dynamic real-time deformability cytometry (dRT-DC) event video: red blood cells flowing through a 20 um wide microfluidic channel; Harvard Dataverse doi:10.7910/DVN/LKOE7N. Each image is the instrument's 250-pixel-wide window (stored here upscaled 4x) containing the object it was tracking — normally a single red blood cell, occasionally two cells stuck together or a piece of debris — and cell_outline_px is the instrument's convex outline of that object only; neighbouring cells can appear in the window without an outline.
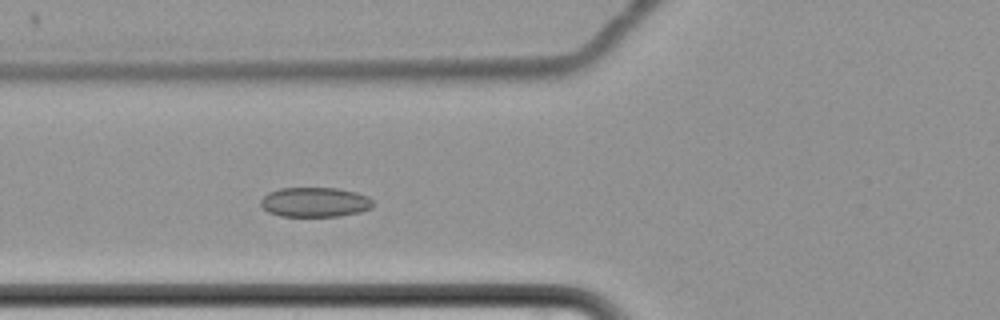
{"species": "common noctule bat (a hibernating species)", "species_latin": "Nyctalus noctula", "temperature_condition": "cold", "stored_images_in_passage": 6, "camera_frame_rate_fps": 3000, "um_per_image_px": 0.085, "animal": {"sex": "female", "body_mass_g": 22.7, "forearm_length_mm": 54.2}, "frame": {"image": 1, "passage_image": 6, "time_ms": 6.667, "image_size_px": [1000, 320], "cell_outline_px": [[372, 208], [360, 212], [340, 216], [280, 216], [268, 212], [260, 204], [260, 200], [268, 192], [280, 188], [336, 188], [356, 192], [368, 196], [372, 200]], "centroid_in_image_um": [26.76, 17.18], "position_along_channel_um": 99.0, "area_um2": 19.48}}